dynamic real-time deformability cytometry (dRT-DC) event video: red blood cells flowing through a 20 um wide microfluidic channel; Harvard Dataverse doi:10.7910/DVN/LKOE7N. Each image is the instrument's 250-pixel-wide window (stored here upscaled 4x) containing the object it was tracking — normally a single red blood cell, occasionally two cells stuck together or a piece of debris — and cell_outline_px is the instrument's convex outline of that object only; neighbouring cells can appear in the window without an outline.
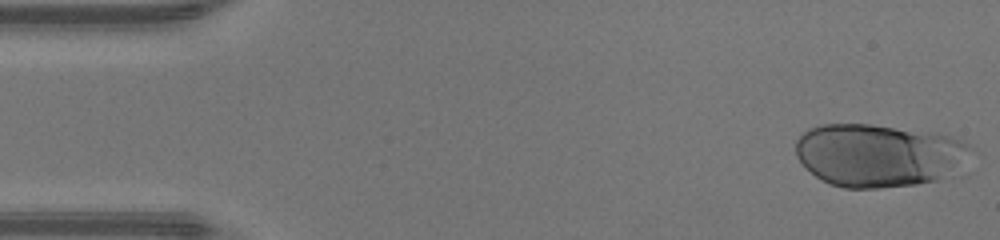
{"species": "human", "species_latin": "Homo sapiens", "temperature_condition": "warm", "stored_images_in_passage": 16, "camera_frame_rate_fps": 3000, "um_per_image_px": 0.085, "donor": {"sex": "male"}, "frame": {"image": 1, "passage_image": 1, "time_ms": 0.0, "image_size_px": [1000, 240], "cell_outline_px": [[972, 148], [948, 176], [940, 180], [916, 184], [880, 188], [844, 188], [820, 180], [804, 168], [796, 156], [796, 140], [808, 128], [820, 124], [872, 124], [932, 132], [948, 136], [960, 140], [968, 144]], "centroid_in_image_um": [74.59, 13.19], "position_along_channel_um": 10.4, "area_um2": 64.1}}